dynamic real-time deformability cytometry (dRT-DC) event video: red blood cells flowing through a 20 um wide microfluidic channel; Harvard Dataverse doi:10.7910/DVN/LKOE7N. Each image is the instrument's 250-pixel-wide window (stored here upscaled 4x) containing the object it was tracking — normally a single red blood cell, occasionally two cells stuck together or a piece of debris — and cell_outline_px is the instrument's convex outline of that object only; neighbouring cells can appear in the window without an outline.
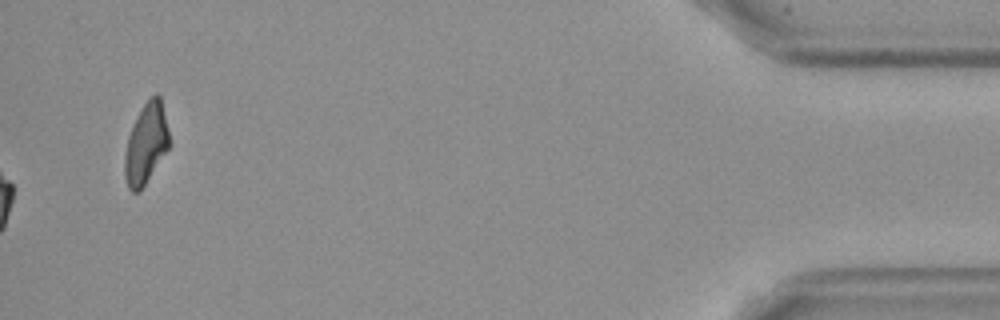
{"species": "Egyptian fruit bat (a non-hibernating species)", "species_latin": "Rousettus aegyptiacus", "temperature_condition": "cold", "stored_images_in_passage": 51, "camera_frame_rate_fps": 3000, "um_per_image_px": 0.085, "frame": {"image": 1, "passage_image": 51, "time_ms": 16.667, "image_size_px": [1000, 320], "cell_outline_px": [[168, 148], [144, 184], [136, 192], [132, 192], [128, 188], [124, 176], [124, 156], [128, 136], [136, 116], [144, 104], [156, 92], [160, 96], [168, 128]], "centroid_in_image_um": [12.38, 12.19], "position_along_channel_um": 422.8, "area_um2": 20.4}, "authors_computed_cell_mechanics": {"area_um2": 19.1896, "velocity_mm_per_s": 3.6041, "shape_relaxation_time_tau1_ms": 10.7516, "shape_relaxation_time_tau2_ms": null, "deformation_change_tau1": 0.2232, "deformation_change_tau2": null}}